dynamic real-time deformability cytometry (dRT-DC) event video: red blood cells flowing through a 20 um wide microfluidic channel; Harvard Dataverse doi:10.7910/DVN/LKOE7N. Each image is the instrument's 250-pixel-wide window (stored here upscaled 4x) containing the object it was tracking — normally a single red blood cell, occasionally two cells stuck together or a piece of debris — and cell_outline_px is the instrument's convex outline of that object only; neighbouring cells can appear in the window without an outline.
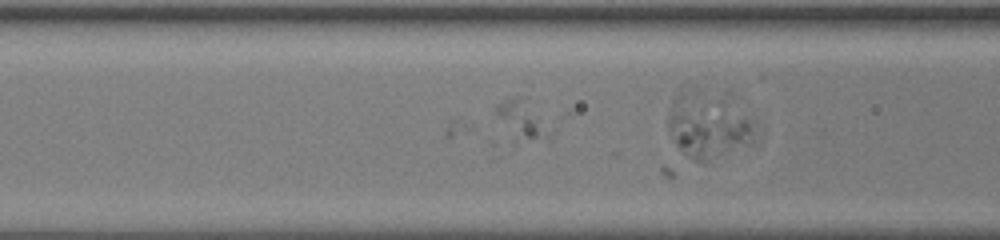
{"species": "human", "species_latin": "Homo sapiens", "temperature_condition": "room temperature", "stored_images_in_passage": 13, "camera_frame_rate_fps": 3000, "um_per_image_px": 0.085, "donor": {"sex": "female"}, "frame": {"image": 1, "passage_image": 13, "time_ms": 4.0, "image_size_px": [1000, 240], "cell_outline_px": [[756, 144], [704, 160], [692, 160], [676, 144], [668, 128], [668, 116], [676, 112], [748, 120]], "centroid_in_image_um": [60.27, 11.45], "position_along_channel_um": 106.3, "area_um2": 21.85}}